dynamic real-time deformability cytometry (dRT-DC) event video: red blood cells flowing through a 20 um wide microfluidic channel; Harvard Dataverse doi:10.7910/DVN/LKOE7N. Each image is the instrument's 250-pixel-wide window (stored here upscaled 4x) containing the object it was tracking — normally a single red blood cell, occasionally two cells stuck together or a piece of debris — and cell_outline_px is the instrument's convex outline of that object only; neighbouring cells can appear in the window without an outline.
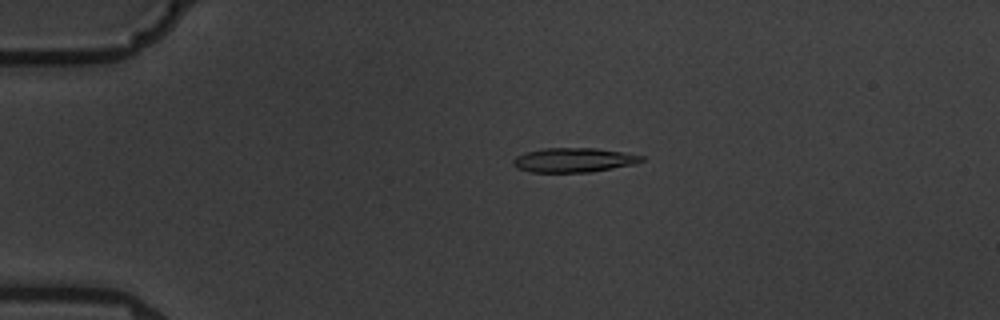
{"species": "common noctule bat (a hibernating species)", "species_latin": "Nyctalus noctula", "temperature_condition": "warm", "stored_images_in_passage": 10, "camera_frame_rate_fps": 3000, "um_per_image_px": 0.085, "animal": {"sex": "male", "body_mass_g": 19.5, "forearm_length_mm": 54.6}, "frame": {"image": 1, "passage_image": 3, "time_ms": 2.333, "image_size_px": [1000, 320], "cell_outline_px": [[644, 160], [636, 164], [588, 172], [532, 172], [516, 168], [512, 164], [512, 160], [516, 156], [528, 152], [544, 148], [596, 148], [624, 152], [644, 156]], "centroid_in_image_um": [48.78, 13.6], "position_along_channel_um": 36.2, "area_um2": 18.21}}
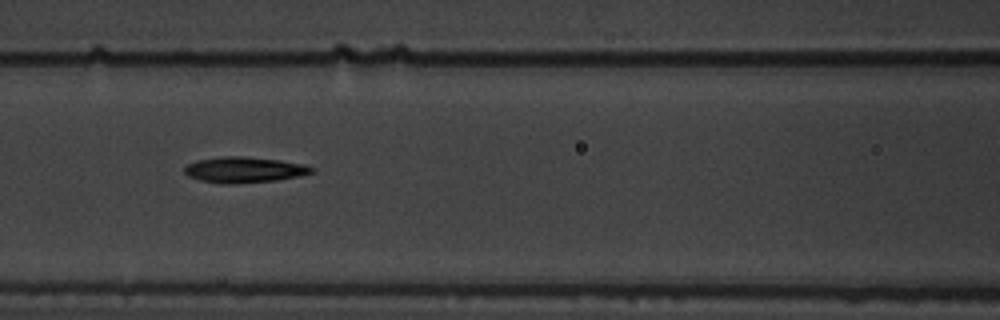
{"frame": {"image": 2, "passage_image": 7, "time_ms": 6.667, "image_size_px": [1000, 320], "cell_outline_px": [[316, 172], [276, 180], [236, 184], [220, 184], [200, 180], [188, 176], [184, 172], [184, 168], [188, 164], [196, 160], [224, 156], [244, 156], [276, 160], [300, 164], [316, 168]], "centroid_in_image_um": [20.72, 14.44], "position_along_channel_um": 145.9, "area_um2": 19.02}}
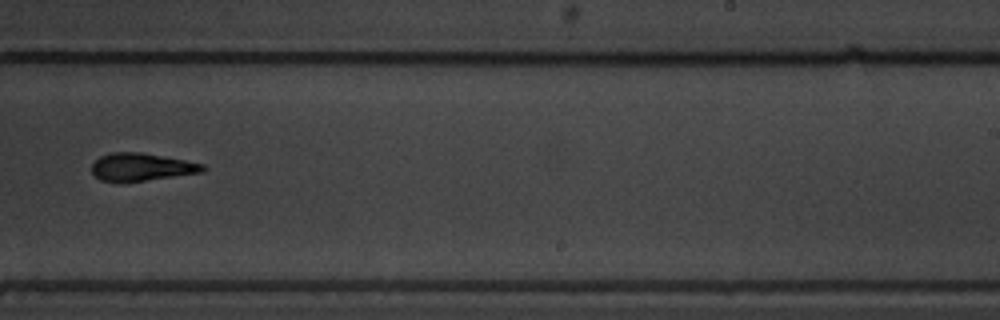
{"frame": {"image": 3, "passage_image": 10, "time_ms": 10.333, "image_size_px": [1000, 320], "cell_outline_px": [[208, 168], [204, 172], [116, 184], [100, 180], [92, 172], [92, 164], [100, 156], [112, 152], [140, 152], [184, 160], [204, 164]], "centroid_in_image_um": [12.0, 14.22], "position_along_channel_um": 277.0, "area_um2": 18.15}}